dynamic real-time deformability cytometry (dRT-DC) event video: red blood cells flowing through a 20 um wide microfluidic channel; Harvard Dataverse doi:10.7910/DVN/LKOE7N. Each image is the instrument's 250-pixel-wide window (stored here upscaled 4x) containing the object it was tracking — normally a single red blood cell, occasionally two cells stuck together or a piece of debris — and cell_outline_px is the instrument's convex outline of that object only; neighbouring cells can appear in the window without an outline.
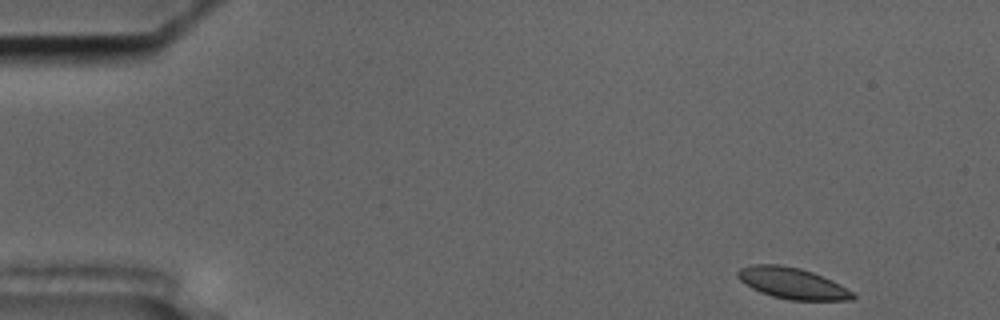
{"species": "common noctule bat (a hibernating species)", "species_latin": "Nyctalus noctula", "temperature_condition": "cold", "stored_images_in_passage": 53, "camera_frame_rate_fps": 3000, "um_per_image_px": 0.085, "animal": {"sex": "male", "body_mass_g": 17.5, "forearm_length_mm": 52.3}, "frame": {"image": 1, "passage_image": 1, "time_ms": 0.0, "image_size_px": [1000, 320], "cell_outline_px": [[856, 296], [852, 300], [788, 300], [772, 296], [760, 292], [744, 284], [736, 276], [736, 272], [740, 268], [752, 264], [780, 264], [800, 268], [812, 272], [832, 280], [840, 284], [852, 292]], "centroid_in_image_um": [67.31, 24.07], "position_along_channel_um": 17.7, "area_um2": 20.98}}
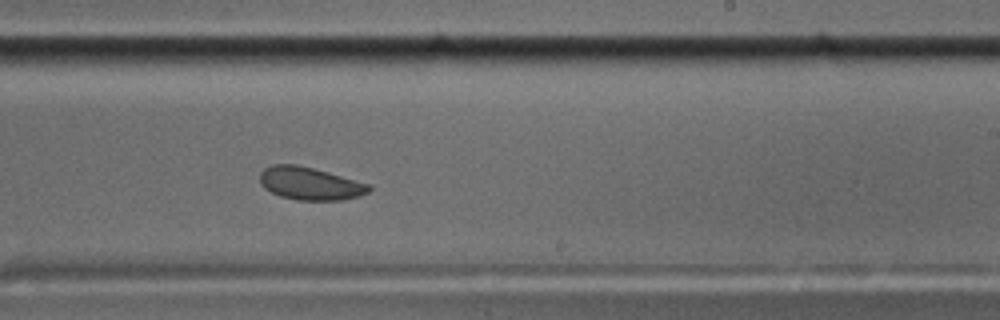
{"frame": {"image": 2, "passage_image": 31, "time_ms": 10.0, "image_size_px": [1000, 320], "cell_outline_px": [[372, 188], [368, 192], [360, 196], [340, 200], [296, 200], [280, 196], [264, 188], [260, 184], [260, 172], [264, 168], [272, 164], [296, 164], [328, 172], [372, 184]], "centroid_in_image_um": [26.36, 15.6], "position_along_channel_um": 262.6, "area_um2": 20.98}}
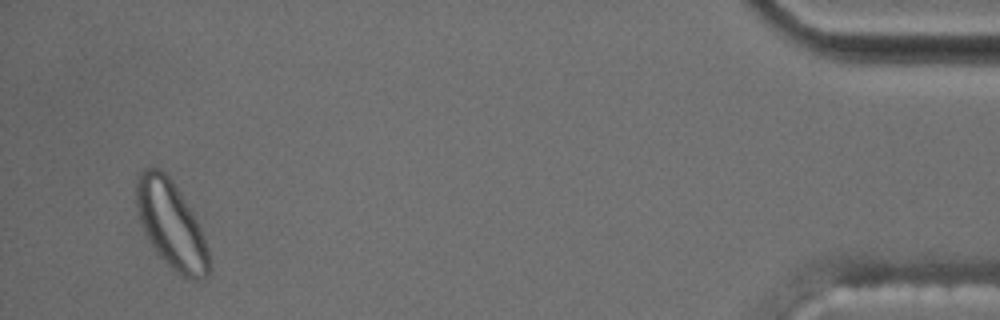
{"frame": {"image": 3, "passage_image": 51, "time_ms": 16.667, "image_size_px": [1000, 320], "cell_outline_px": [[208, 276], [196, 280], [192, 280], [184, 276], [172, 268], [156, 252], [144, 232], [140, 220], [136, 204], [136, 176], [144, 168], [160, 168], [172, 180], [196, 220], [200, 228], [208, 252]], "centroid_in_image_um": [14.51, 19.07], "position_along_channel_um": 420.7, "area_um2": 36.07}, "authors_computed_cell_mechanics": {"area_um2": 21.3282, "velocity_mm_per_s": 3.4925, "shape_relaxation_time_tau1_ms": 4.4203, "shape_relaxation_time_tau2_ms": null, "deformation_change_tau1": 0.0602, "deformation_change_tau2": null}}